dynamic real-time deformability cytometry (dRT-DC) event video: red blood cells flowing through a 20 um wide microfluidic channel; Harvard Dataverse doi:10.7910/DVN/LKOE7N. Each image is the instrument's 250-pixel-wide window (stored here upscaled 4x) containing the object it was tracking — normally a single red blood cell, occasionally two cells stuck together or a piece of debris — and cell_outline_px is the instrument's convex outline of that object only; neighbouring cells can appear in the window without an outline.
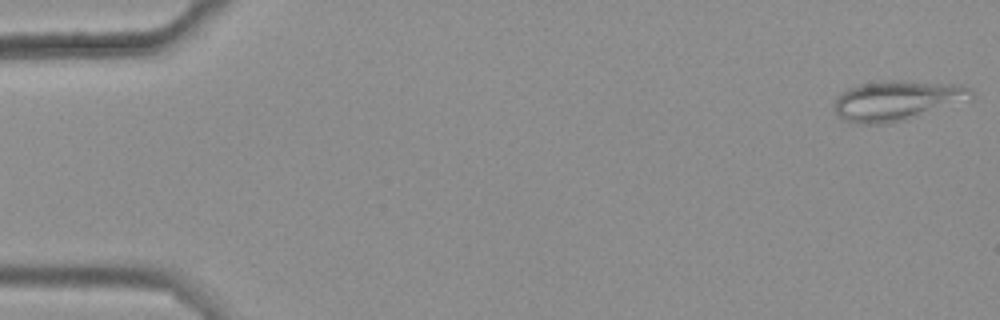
{"species": "common noctule bat (a hibernating species)", "species_latin": "Nyctalus noctula", "temperature_condition": "warm", "stored_images_in_passage": 26, "camera_frame_rate_fps": 3000, "um_per_image_px": 0.085, "animal": {"sex": "female", "body_mass_g": 25.1}, "frame": {"image": 1, "passage_image": 1, "time_ms": 0.0, "image_size_px": [1000, 320], "cell_outline_px": [[972, 100], [904, 120], [888, 124], [860, 124], [844, 120], [836, 112], [832, 104], [840, 92], [848, 88], [860, 84], [896, 80], [904, 80], [960, 84], [972, 88]], "centroid_in_image_um": [76.27, 8.54], "position_along_channel_um": 8.7, "area_um2": 32.25}}
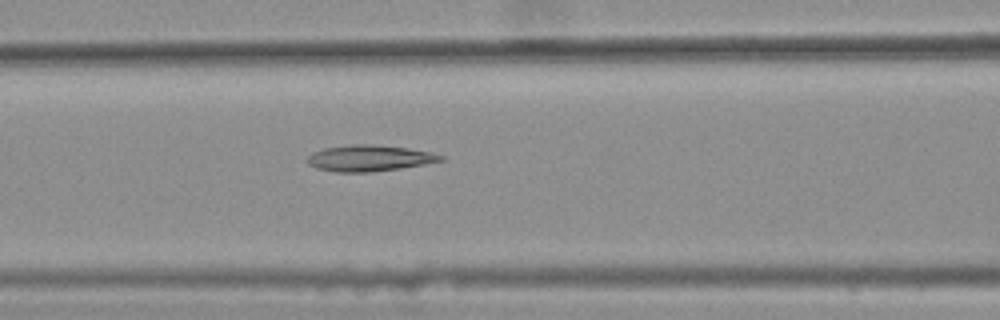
{"frame": {"image": 2, "passage_image": 23, "time_ms": 7.333, "image_size_px": [1000, 320], "cell_outline_px": [[444, 160], [424, 164], [400, 168], [372, 172], [336, 172], [316, 168], [308, 164], [308, 156], [312, 152], [324, 148], [352, 144], [368, 144], [408, 148], [432, 152], [444, 156]], "centroid_in_image_um": [31.39, 13.44], "position_along_channel_um": 135.2, "area_um2": 20.29}}
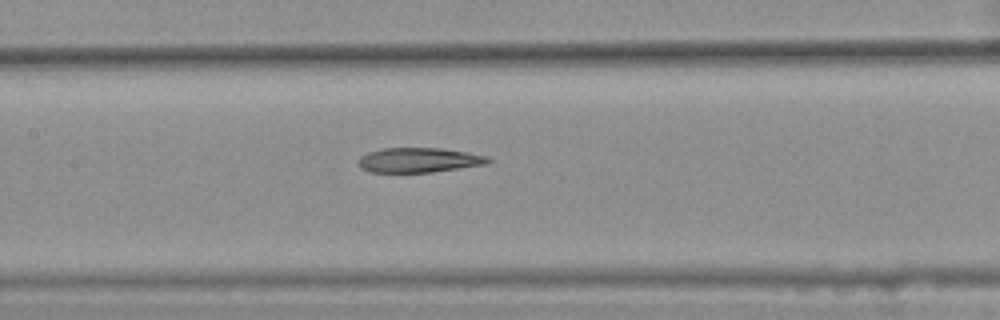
{"frame": {"image": 3, "passage_image": 26, "time_ms": 8.333, "image_size_px": [1000, 320], "cell_outline_px": [[492, 160], [488, 164], [432, 172], [372, 172], [360, 168], [356, 160], [360, 156], [368, 152], [384, 148], [440, 148], [468, 152], [488, 156]], "centroid_in_image_um": [35.61, 13.6], "position_along_channel_um": 171.8, "area_um2": 18.84}}